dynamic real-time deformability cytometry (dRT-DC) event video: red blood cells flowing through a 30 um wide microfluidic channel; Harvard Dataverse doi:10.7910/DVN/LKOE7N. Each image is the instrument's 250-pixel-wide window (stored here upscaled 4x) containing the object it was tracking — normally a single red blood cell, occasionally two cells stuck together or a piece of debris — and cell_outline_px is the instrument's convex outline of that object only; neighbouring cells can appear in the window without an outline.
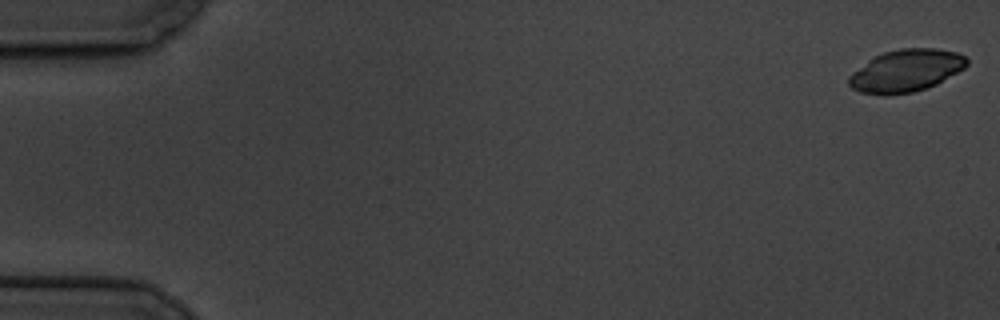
{"species": "common noctule bat (a hibernating species)", "species_latin": "Nyctalus noctula", "temperature_condition": "cold", "stored_images_in_passage": 5, "camera_frame_rate_fps": 3000, "um_per_image_px": 0.085, "animal": {"sex": "male", "body_mass_g": 19.5, "forearm_length_mm": 54.6}, "frame": {"image": 1, "passage_image": 1, "time_ms": 0.0, "image_size_px": [1000, 320], "cell_outline_px": [[968, 64], [964, 68], [936, 84], [912, 92], [860, 92], [852, 88], [848, 84], [848, 76], [852, 72], [872, 56], [884, 52], [900, 48], [936, 48], [956, 52], [964, 56], [968, 60]], "centroid_in_image_um": [77.01, 5.95], "position_along_channel_um": 8.0, "area_um2": 28.44}}
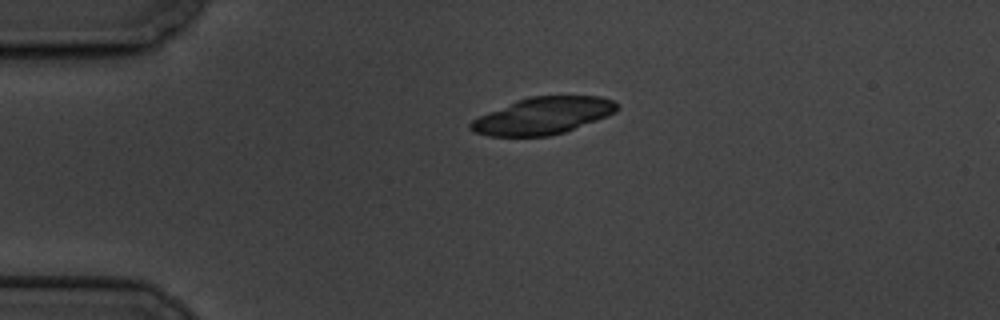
{"frame": {"image": 2, "passage_image": 4, "time_ms": 4.333, "image_size_px": [1000, 320], "cell_outline_px": [[620, 108], [616, 112], [608, 116], [564, 132], [548, 136], [488, 136], [472, 132], [468, 128], [468, 124], [472, 120], [488, 112], [516, 100], [528, 96], [600, 96], [612, 100]], "centroid_in_image_um": [46.13, 9.84], "position_along_channel_um": 38.9, "area_um2": 31.56}}